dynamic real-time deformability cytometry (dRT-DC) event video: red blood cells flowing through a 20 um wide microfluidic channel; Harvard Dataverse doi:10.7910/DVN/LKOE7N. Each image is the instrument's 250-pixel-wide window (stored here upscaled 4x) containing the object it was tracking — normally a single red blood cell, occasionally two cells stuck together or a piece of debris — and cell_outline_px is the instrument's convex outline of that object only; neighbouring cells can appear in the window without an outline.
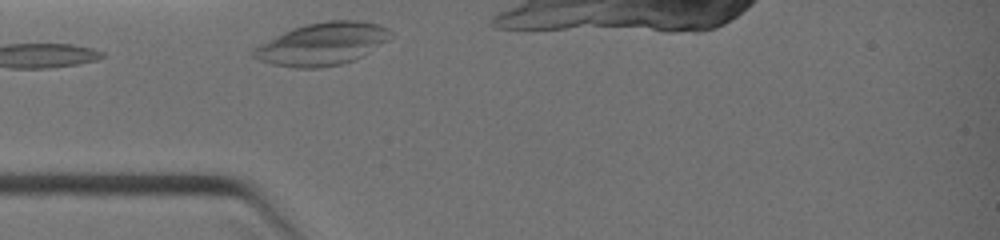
{"species": "common noctule bat (a hibernating species)", "species_latin": "Nyctalus noctula", "temperature_condition": "warm", "stored_images_in_passage": 12, "camera_frame_rate_fps": 3000, "um_per_image_px": 0.085, "animal": {"sex": "female", "body_mass_g": 19.0, "forearm_length_mm": 51.5}, "frame": {"image": 1, "passage_image": 1, "time_ms": 0.0, "image_size_px": [1000, 240], "cell_outline_px": [[396, 36], [364, 56], [340, 64], [320, 68], [296, 68], [272, 64], [260, 60], [252, 56], [252, 48], [292, 28], [308, 24], [328, 20], [356, 20], [380, 24], [388, 28]], "centroid_in_image_um": [27.46, 3.73], "position_along_channel_um": 57.5, "area_um2": 34.16}}